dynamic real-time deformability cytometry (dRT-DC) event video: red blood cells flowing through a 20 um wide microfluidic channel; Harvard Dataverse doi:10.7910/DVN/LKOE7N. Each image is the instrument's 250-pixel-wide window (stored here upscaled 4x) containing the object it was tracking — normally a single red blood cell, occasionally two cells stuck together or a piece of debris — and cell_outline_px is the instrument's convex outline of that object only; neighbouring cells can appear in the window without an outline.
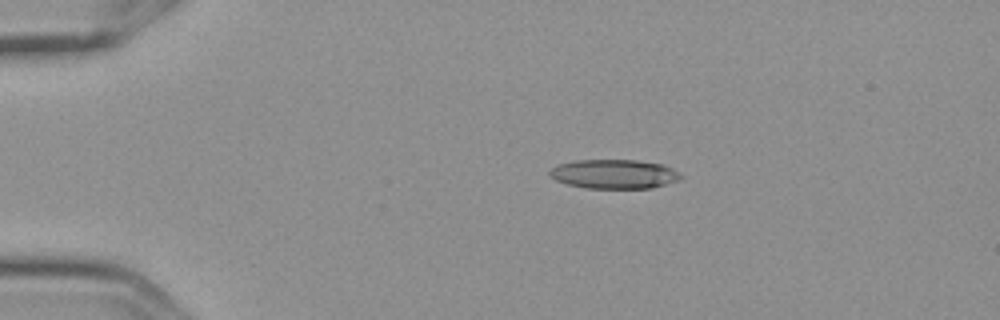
{"species": "Egyptian fruit bat (a non-hibernating species)", "species_latin": "Rousettus aegyptiacus", "temperature_condition": "cold", "stored_images_in_passage": 7, "camera_frame_rate_fps": 3000, "um_per_image_px": 0.085, "frame": {"image": 1, "passage_image": 3, "time_ms": 0.667, "image_size_px": [1000, 320], "cell_outline_px": [[684, 176], [680, 180], [652, 188], [584, 188], [568, 184], [556, 180], [548, 176], [548, 172], [556, 164], [576, 160], [636, 160], [660, 164], [672, 168], [680, 172]], "centroid_in_image_um": [52.2, 14.79], "position_along_channel_um": 32.8, "area_um2": 22.48}}
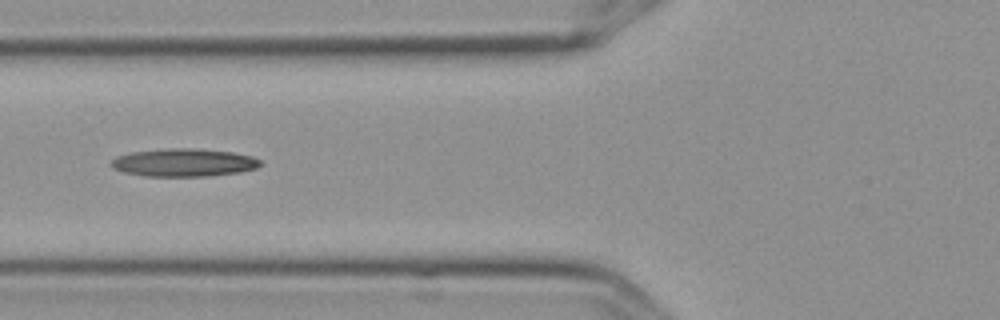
{"frame": {"image": 2, "passage_image": 6, "time_ms": 1.667, "image_size_px": [1000, 320], "cell_outline_px": [[260, 164], [256, 168], [240, 172], [208, 176], [144, 176], [124, 172], [112, 168], [108, 164], [116, 156], [132, 152], [164, 148], [196, 148], [232, 152], [252, 156], [260, 160]], "centroid_in_image_um": [15.58, 13.81], "position_along_channel_um": 110.2, "area_um2": 24.39}}
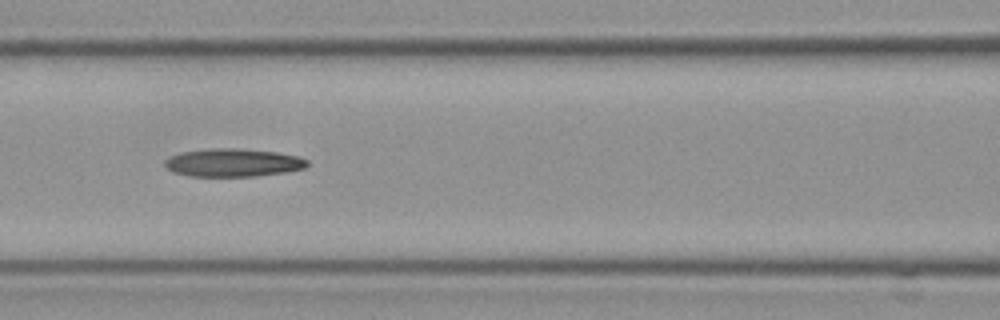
{"frame": {"image": 3, "passage_image": 7, "time_ms": 2.0, "image_size_px": [1000, 320], "cell_outline_px": [[308, 164], [304, 168], [288, 172], [256, 176], [188, 176], [172, 172], [164, 164], [164, 160], [180, 152], [220, 148], [232, 148], [276, 152], [296, 156], [308, 160]], "centroid_in_image_um": [19.81, 13.84], "position_along_channel_um": 146.8, "area_um2": 23.12}}